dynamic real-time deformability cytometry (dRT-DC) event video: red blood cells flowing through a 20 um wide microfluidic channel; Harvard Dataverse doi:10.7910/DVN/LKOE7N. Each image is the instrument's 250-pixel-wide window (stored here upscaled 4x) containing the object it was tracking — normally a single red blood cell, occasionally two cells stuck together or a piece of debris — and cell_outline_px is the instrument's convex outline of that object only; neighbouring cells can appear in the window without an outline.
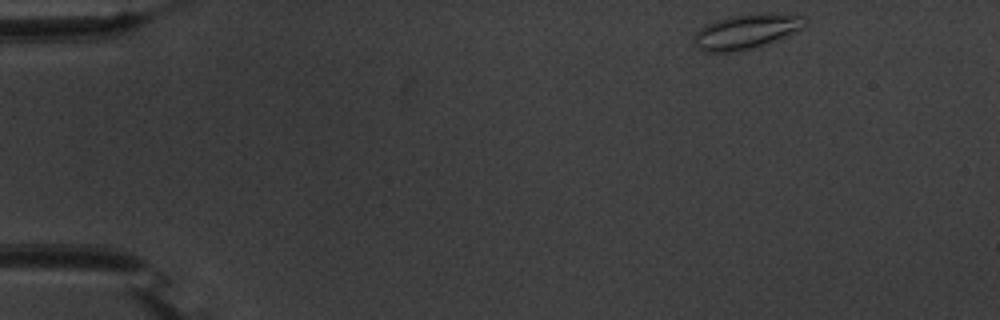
{"species": "common noctule bat (a hibernating species)", "species_latin": "Nyctalus noctula", "temperature_condition": "warm", "stored_images_in_passage": 49, "camera_frame_rate_fps": 3000, "um_per_image_px": 0.085, "animal": {"sex": "male", "body_mass_g": 20.1, "forearm_length_mm": 53.5}, "frame": {"image": 1, "passage_image": 1, "time_ms": 0.0, "image_size_px": [1000, 320], "cell_outline_px": [[808, 24], [800, 28], [756, 48], [732, 52], [704, 52], [696, 48], [692, 44], [696, 32], [704, 24], [728, 16], [760, 12], [768, 12], [804, 16], [808, 20]], "centroid_in_image_um": [63.37, 2.66], "position_along_channel_um": 21.6, "area_um2": 22.72}}
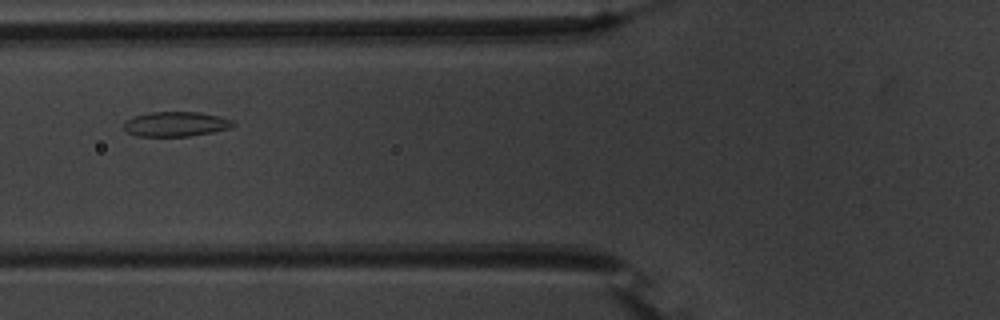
{"frame": {"image": 2, "passage_image": 16, "time_ms": 5.0, "image_size_px": [1000, 320], "cell_outline_px": [[236, 124], [228, 128], [212, 132], [188, 136], [136, 136], [128, 132], [124, 128], [124, 124], [128, 120], [136, 116], [148, 112], [200, 112], [220, 116], [232, 120]], "centroid_in_image_um": [14.96, 10.54], "position_along_channel_um": 110.8, "area_um2": 15.61}}
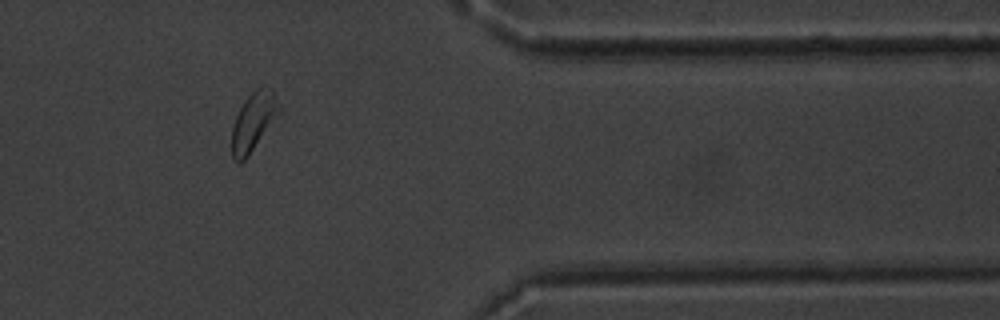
{"frame": {"image": 3, "passage_image": 40, "time_ms": 13.0, "image_size_px": [1000, 320], "cell_outline_px": [[280, 112], [248, 156], [240, 164], [236, 164], [232, 156], [232, 128], [236, 116], [244, 100], [256, 88], [264, 84], [272, 88], [280, 104]], "centroid_in_image_um": [21.55, 10.3], "position_along_channel_um": 389.9, "area_um2": 16.18}, "authors_computed_cell_mechanics": {"area_um2": 16.184, "velocity_mm_per_s": 3.69, "shape_relaxation_time_tau1_ms": 2.1708, "shape_relaxation_time_tau2_ms": 3.736, "deformation_change_tau1": 0.0747, "deformation_change_tau2": 0.0817}}